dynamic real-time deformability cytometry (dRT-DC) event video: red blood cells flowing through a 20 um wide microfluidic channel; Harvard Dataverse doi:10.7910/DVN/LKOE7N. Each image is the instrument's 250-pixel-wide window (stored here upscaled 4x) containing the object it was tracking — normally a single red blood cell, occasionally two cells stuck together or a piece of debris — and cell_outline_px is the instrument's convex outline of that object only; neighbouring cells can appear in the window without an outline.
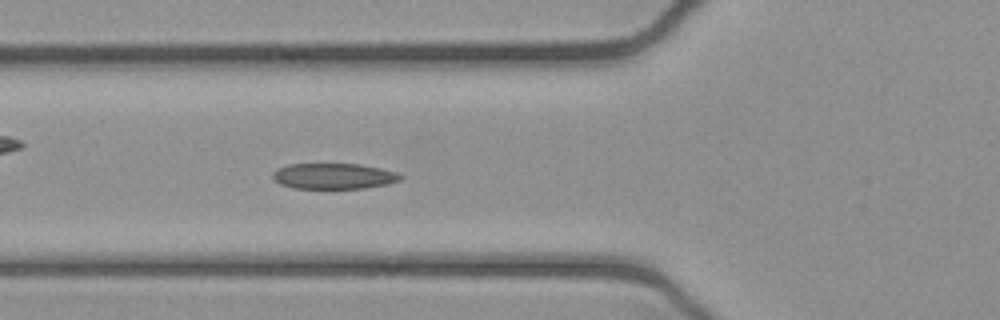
{"species": "common noctule bat (a hibernating species)", "species_latin": "Nyctalus noctula", "temperature_condition": "cold", "stored_images_in_passage": 48, "camera_frame_rate_fps": 3000, "um_per_image_px": 0.085, "animal": {"sex": "female", "body_mass_g": 21.9}, "frame": {"image": 1, "passage_image": 14, "time_ms": 4.333, "image_size_px": [1000, 320], "cell_outline_px": [[404, 176], [400, 180], [388, 184], [364, 188], [292, 188], [280, 184], [272, 180], [272, 172], [276, 168], [288, 164], [360, 164], [380, 168], [396, 172]], "centroid_in_image_um": [28.33, 14.97], "position_along_channel_um": 97.5, "area_um2": 19.31}}
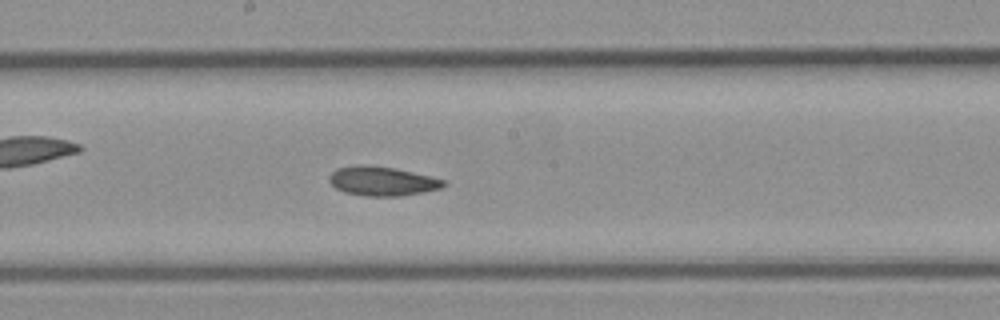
{"frame": {"image": 2, "passage_image": 23, "time_ms": 7.333, "image_size_px": [1000, 320], "cell_outline_px": [[448, 184], [440, 188], [400, 196], [364, 196], [344, 192], [336, 188], [328, 180], [328, 176], [336, 168], [356, 164], [364, 164], [396, 168], [448, 180]], "centroid_in_image_um": [32.47, 15.38], "position_along_channel_um": 215.7, "area_um2": 19.71}}
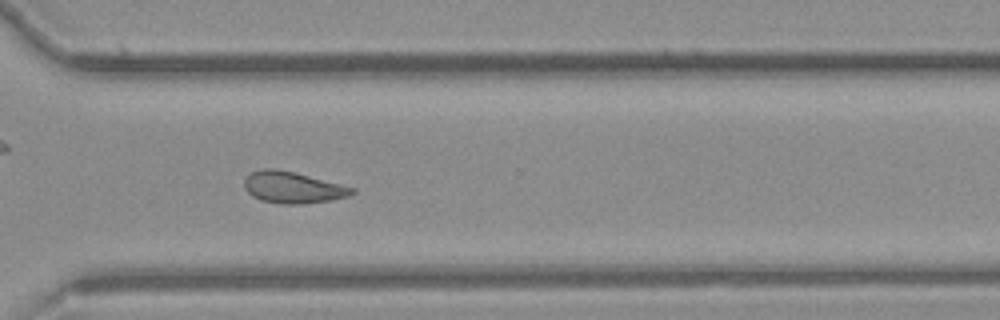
{"frame": {"image": 3, "passage_image": 33, "time_ms": 10.667, "image_size_px": [1000, 320], "cell_outline_px": [[356, 192], [348, 196], [332, 200], [300, 204], [284, 204], [260, 200], [252, 196], [244, 188], [244, 176], [252, 172], [264, 168], [276, 168], [296, 172], [356, 188]], "centroid_in_image_um": [24.88, 15.92], "position_along_channel_um": 345.7, "area_um2": 20.0}, "authors_computed_cell_mechanics": {"area_um2": 20.0277, "velocity_mm_per_s": 3.9191, "shape_relaxation_time_tau1_ms": 6.126, "shape_relaxation_time_tau2_ms": 3.5356, "deformation_change_tau1": 0.1418, "deformation_change_tau2": 0.0943}}